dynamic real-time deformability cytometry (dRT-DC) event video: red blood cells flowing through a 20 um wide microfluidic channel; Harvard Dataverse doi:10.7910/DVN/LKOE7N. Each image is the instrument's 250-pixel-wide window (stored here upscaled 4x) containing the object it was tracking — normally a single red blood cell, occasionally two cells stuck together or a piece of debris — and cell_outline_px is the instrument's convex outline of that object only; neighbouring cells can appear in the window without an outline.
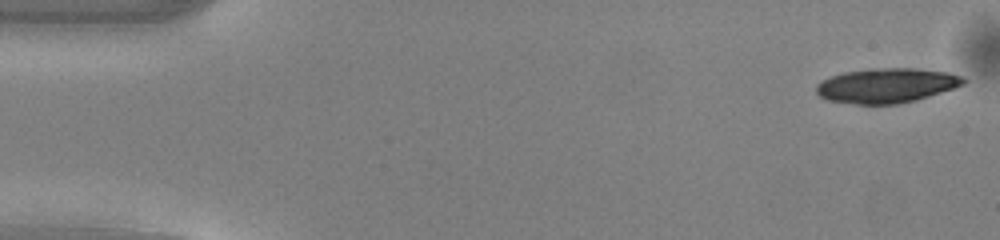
{"species": "common noctule bat (a hibernating species)", "species_latin": "Nyctalus noctula", "temperature_condition": "warm", "stored_images_in_passage": 30, "camera_frame_rate_fps": 3000, "um_per_image_px": 0.085, "animal": {"sex": "male", "body_mass_g": 13.0, "forearm_length_mm": 53.1}, "frame": {"image": 1, "passage_image": 1, "time_ms": 0.0, "image_size_px": [1000, 240], "cell_outline_px": [[968, 80], [964, 84], [916, 100], [896, 104], [856, 104], [828, 100], [820, 96], [816, 92], [816, 84], [820, 80], [844, 72], [868, 68], [916, 68], [948, 72], [960, 76]], "centroid_in_image_um": [75.33, 7.26], "position_along_channel_um": 9.7, "area_um2": 29.71}}
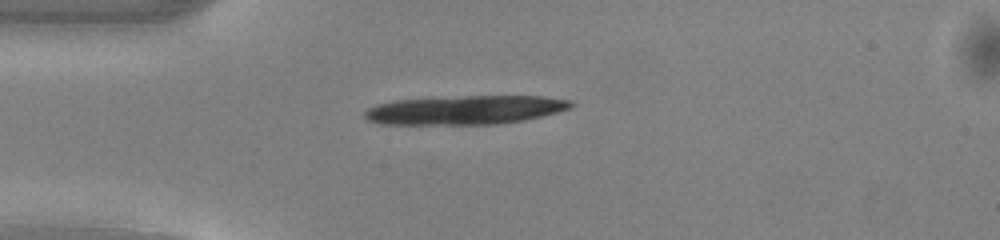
{"frame": {"image": 2, "passage_image": 12, "time_ms": 3.667, "image_size_px": [1000, 240], "cell_outline_px": [[576, 104], [568, 108], [556, 112], [524, 120], [496, 124], [380, 124], [368, 120], [364, 116], [364, 112], [368, 108], [376, 104], [392, 100], [468, 96], [540, 96], [572, 100]], "centroid_in_image_um": [39.51, 9.34], "position_along_channel_um": 45.5, "area_um2": 34.62}}